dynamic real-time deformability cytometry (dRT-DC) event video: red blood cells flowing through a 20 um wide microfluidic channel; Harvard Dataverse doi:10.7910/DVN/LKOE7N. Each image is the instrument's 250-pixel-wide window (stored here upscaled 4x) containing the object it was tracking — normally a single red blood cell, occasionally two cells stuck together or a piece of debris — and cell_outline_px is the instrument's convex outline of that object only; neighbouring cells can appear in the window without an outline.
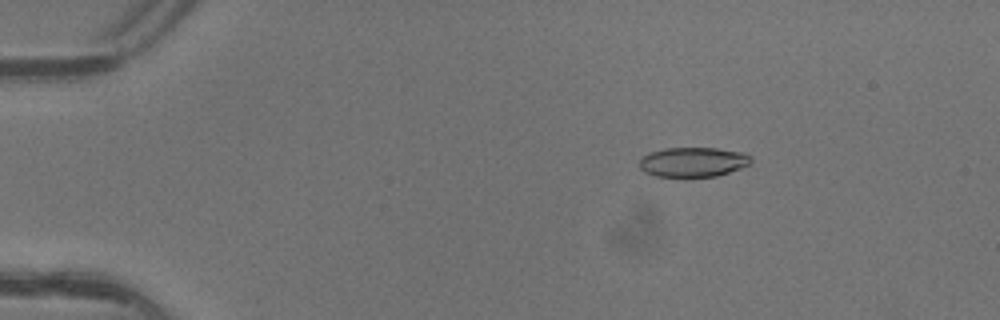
{"species": "common noctule bat (a hibernating species)", "species_latin": "Nyctalus noctula", "temperature_condition": "warm", "stored_images_in_passage": 4, "camera_frame_rate_fps": 3000, "um_per_image_px": 0.085, "animal": {"sex": "female"}, "frame": {"image": 1, "passage_image": 3, "time_ms": 0.667, "image_size_px": [1000, 320], "cell_outline_px": [[752, 164], [716, 176], [656, 176], [644, 172], [640, 168], [640, 160], [648, 152], [664, 148], [716, 148], [744, 152], [752, 156]], "centroid_in_image_um": [58.94, 13.76], "position_along_channel_um": 26.1, "area_um2": 19.31}}